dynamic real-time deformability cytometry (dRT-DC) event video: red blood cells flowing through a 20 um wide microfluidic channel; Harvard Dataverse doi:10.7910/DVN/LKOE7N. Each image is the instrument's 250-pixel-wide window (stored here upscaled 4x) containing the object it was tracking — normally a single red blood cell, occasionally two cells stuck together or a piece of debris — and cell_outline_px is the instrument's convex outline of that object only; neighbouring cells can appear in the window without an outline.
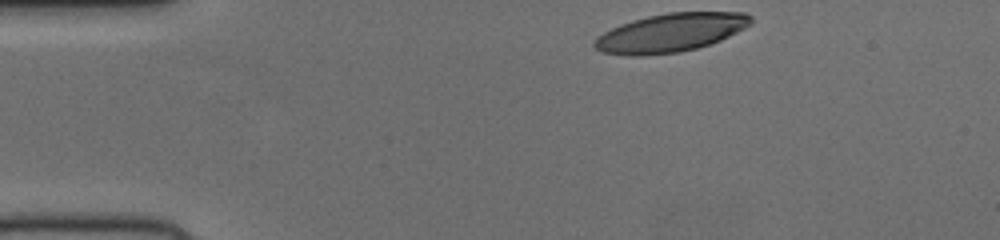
{"species": "human", "species_latin": "Homo sapiens", "temperature_condition": "cold", "stored_images_in_passage": 36, "camera_frame_rate_fps": 3000, "um_per_image_px": 0.085, "donor": {"sex": "female"}, "frame": {"image": 1, "passage_image": 1, "time_ms": 0.0, "image_size_px": [1000, 240], "cell_outline_px": [[752, 24], [720, 40], [696, 48], [680, 52], [640, 56], [628, 56], [604, 52], [596, 48], [592, 44], [592, 40], [596, 36], [620, 24], [632, 20], [648, 16], [668, 12], [744, 12], [752, 16]], "centroid_in_image_um": [56.97, 2.78], "position_along_channel_um": 28.0, "area_um2": 35.14}}
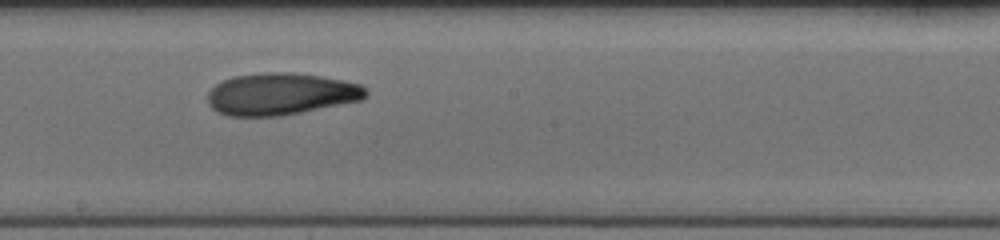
{"frame": {"image": 2, "passage_image": 21, "time_ms": 6.667, "image_size_px": [1000, 240], "cell_outline_px": [[368, 96], [360, 100], [280, 116], [228, 116], [216, 112], [208, 104], [208, 92], [216, 84], [232, 76], [264, 72], [292, 72], [320, 76], [344, 80], [360, 84], [368, 88]], "centroid_in_image_um": [23.86, 7.98], "position_along_channel_um": 224.3, "area_um2": 38.84}}
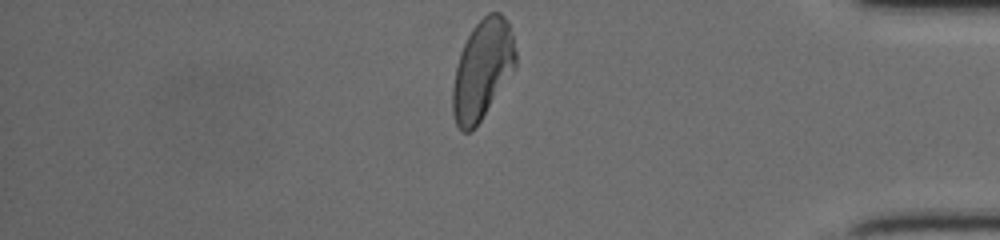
{"frame": {"image": 3, "passage_image": 36, "time_ms": 11.667, "image_size_px": [1000, 240], "cell_outline_px": [[516, 68], [472, 132], [460, 132], [456, 124], [452, 112], [452, 88], [456, 68], [460, 52], [472, 28], [488, 12], [500, 12], [508, 20], [512, 32], [516, 52]], "centroid_in_image_um": [41.01, 5.92], "position_along_channel_um": 394.2, "area_um2": 36.65}}